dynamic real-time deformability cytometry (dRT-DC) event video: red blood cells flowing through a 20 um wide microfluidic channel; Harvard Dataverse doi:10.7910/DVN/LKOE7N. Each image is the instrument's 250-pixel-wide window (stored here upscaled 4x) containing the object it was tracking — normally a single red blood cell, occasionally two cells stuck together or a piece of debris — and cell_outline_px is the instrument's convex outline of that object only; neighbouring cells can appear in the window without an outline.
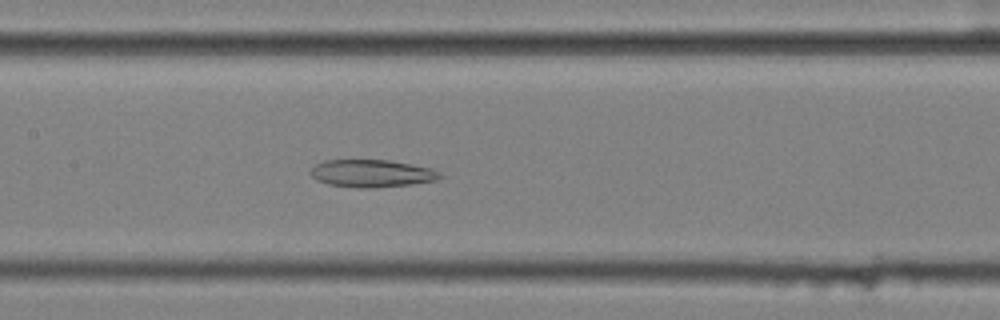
{"species": "common noctule bat (a hibernating species)", "species_latin": "Nyctalus noctula", "temperature_condition": "cold", "stored_images_in_passage": 46, "camera_frame_rate_fps": 3000, "um_per_image_px": 0.085, "animal": {"sex": "female", "body_mass_g": 25.1}, "frame": {"image": 1, "passage_image": 24, "time_ms": 7.667, "image_size_px": [1000, 320], "cell_outline_px": [[444, 176], [436, 180], [408, 184], [372, 188], [360, 188], [328, 184], [316, 180], [308, 172], [316, 164], [324, 160], [388, 160], [432, 168], [440, 172]], "centroid_in_image_um": [31.58, 14.73], "position_along_channel_um": 175.8, "area_um2": 20.69}}
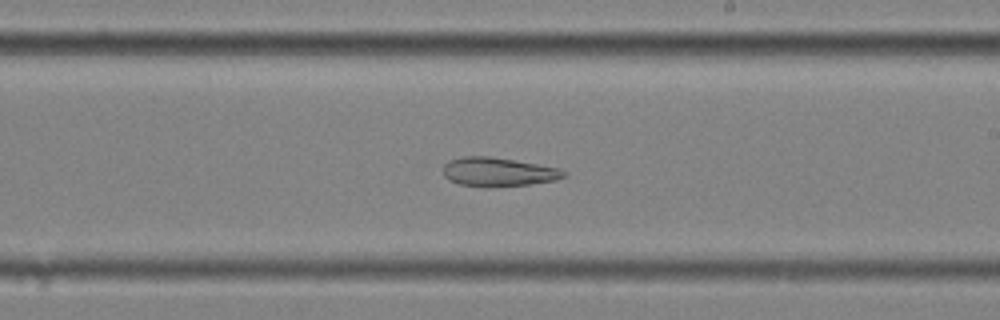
{"frame": {"image": 2, "passage_image": 30, "time_ms": 9.667, "image_size_px": [1000, 320], "cell_outline_px": [[568, 176], [556, 180], [528, 184], [488, 188], [460, 184], [448, 180], [444, 176], [444, 164], [448, 160], [464, 156], [488, 156], [560, 168], [568, 172]], "centroid_in_image_um": [42.35, 14.62], "position_along_channel_um": 246.6, "area_um2": 20.46}}
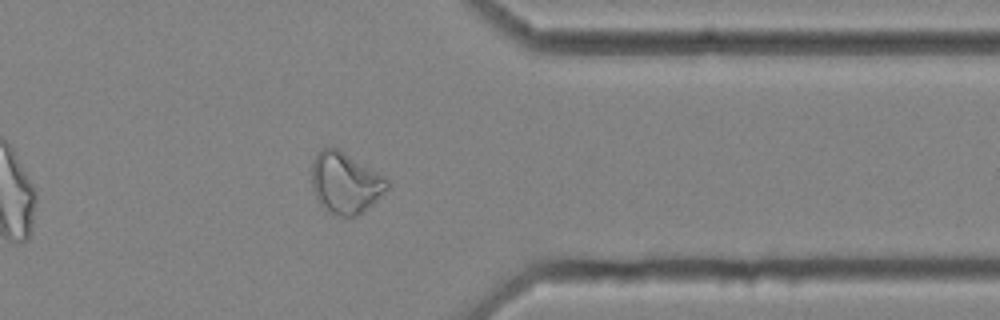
{"frame": {"image": 3, "passage_image": 42, "time_ms": 13.667, "image_size_px": [1000, 320], "cell_outline_px": [[388, 188], [368, 208], [356, 216], [332, 216], [324, 212], [316, 196], [312, 184], [312, 160], [324, 148], [336, 148], [344, 152], [384, 176], [388, 180]], "centroid_in_image_um": [29.33, 15.59], "position_along_channel_um": 382.1, "area_um2": 26.7}, "authors_computed_cell_mechanics": {"area_um2": 25.8655, "velocity_mm_per_s": 3.5518, "shape_relaxation_time_tau1_ms": null, "shape_relaxation_time_tau2_ms": 10.0829, "deformation_change_tau1": null, "deformation_change_tau2": 0.2103}}